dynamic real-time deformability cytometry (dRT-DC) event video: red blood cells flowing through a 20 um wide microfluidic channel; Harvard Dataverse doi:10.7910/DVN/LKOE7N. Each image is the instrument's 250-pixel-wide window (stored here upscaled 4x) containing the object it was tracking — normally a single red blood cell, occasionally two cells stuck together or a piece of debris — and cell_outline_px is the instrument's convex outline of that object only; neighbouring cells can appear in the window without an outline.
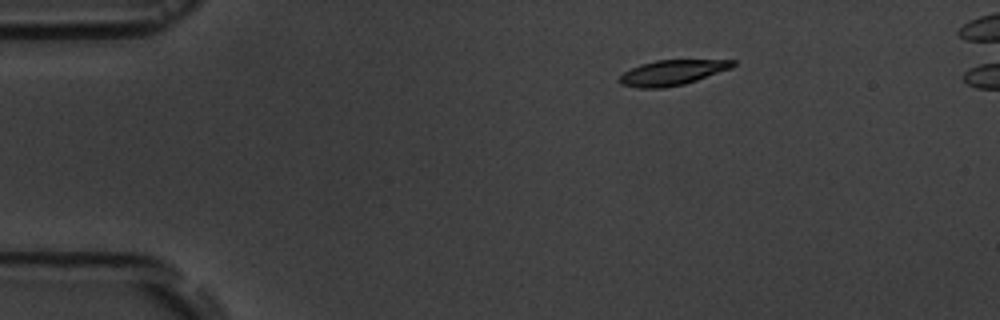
{"species": "common noctule bat (a hibernating species)", "species_latin": "Nyctalus noctula", "temperature_condition": "room temperature", "stored_images_in_passage": 4, "camera_frame_rate_fps": 3000, "um_per_image_px": 0.085, "animal": {"sex": "male", "body_mass_g": 19.5, "forearm_length_mm": 54.6}, "frame": {"image": 1, "passage_image": 1, "time_ms": 0.0, "image_size_px": [1000, 320], "cell_outline_px": [[736, 64], [732, 68], [684, 84], [664, 88], [636, 88], [620, 84], [616, 80], [624, 72], [640, 64], [656, 60], [736, 60]], "centroid_in_image_um": [57.11, 6.17], "position_along_channel_um": 27.9, "area_um2": 16.7}}